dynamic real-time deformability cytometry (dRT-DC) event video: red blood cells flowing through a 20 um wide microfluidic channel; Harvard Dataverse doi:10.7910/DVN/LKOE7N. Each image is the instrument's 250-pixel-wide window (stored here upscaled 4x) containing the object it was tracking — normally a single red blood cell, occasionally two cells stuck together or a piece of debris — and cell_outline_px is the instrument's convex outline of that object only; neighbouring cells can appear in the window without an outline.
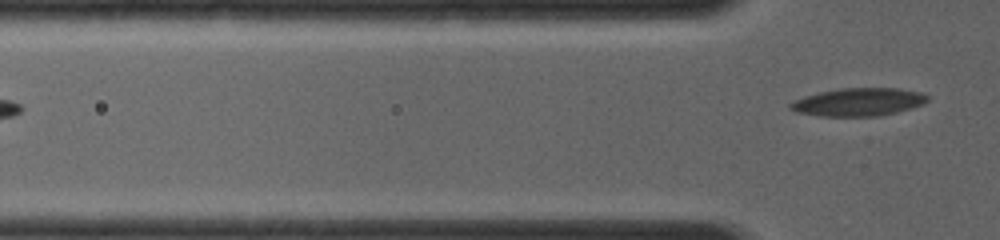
{"species": "common noctule bat (a hibernating species)", "species_latin": "Nyctalus noctula", "temperature_condition": "room temperature", "stored_images_in_passage": 5, "segment_of_instrument_passage": [2, 2], "camera_frame_rate_fps": 4000, "um_per_image_px": 0.085, "animal": {"sex": "female", "body_mass_g": 19.0, "forearm_length_mm": 56.7}, "frame": {"image": 1, "passage_image": 5, "time_ms": 3.0, "image_size_px": [1000, 240], "cell_outline_px": [[928, 100], [924, 104], [896, 112], [876, 116], [820, 116], [796, 112], [788, 108], [788, 104], [804, 96], [820, 92], [840, 88], [896, 88], [920, 92], [928, 96]], "centroid_in_image_um": [72.95, 8.67], "position_along_channel_um": 52.9, "area_um2": 22.25}}